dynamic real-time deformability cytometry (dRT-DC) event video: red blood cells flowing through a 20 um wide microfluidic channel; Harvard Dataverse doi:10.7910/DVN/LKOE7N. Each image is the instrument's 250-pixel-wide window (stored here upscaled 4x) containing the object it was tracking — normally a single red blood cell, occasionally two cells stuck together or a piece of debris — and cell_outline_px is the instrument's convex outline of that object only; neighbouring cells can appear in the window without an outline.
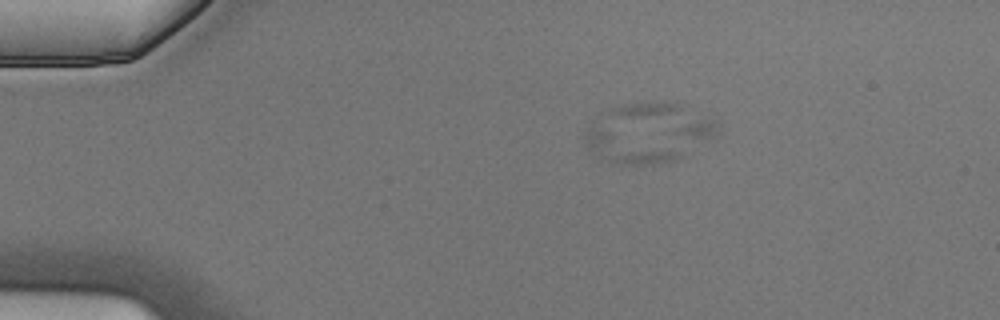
{"species": "Egyptian fruit bat (a non-hibernating species)", "species_latin": "Rousettus aegyptiacus", "temperature_condition": "cold", "stored_images_in_passage": 7, "segment_of_instrument_passage": [2, 2], "camera_frame_rate_fps": 3000, "um_per_image_px": 0.085, "animal": {"sex": "male"}, "frame": {"image": 1, "passage_image": 3, "time_ms": 0.667, "image_size_px": [1000, 320], "cell_outline_px": [[684, 156], [676, 160], [656, 164], [612, 164], [596, 156], [592, 152], [580, 136], [596, 128], [600, 128], [672, 148], [680, 152]], "centroid_in_image_um": [53.32, 12.64], "position_along_channel_um": 31.7, "area_um2": 16.24}}